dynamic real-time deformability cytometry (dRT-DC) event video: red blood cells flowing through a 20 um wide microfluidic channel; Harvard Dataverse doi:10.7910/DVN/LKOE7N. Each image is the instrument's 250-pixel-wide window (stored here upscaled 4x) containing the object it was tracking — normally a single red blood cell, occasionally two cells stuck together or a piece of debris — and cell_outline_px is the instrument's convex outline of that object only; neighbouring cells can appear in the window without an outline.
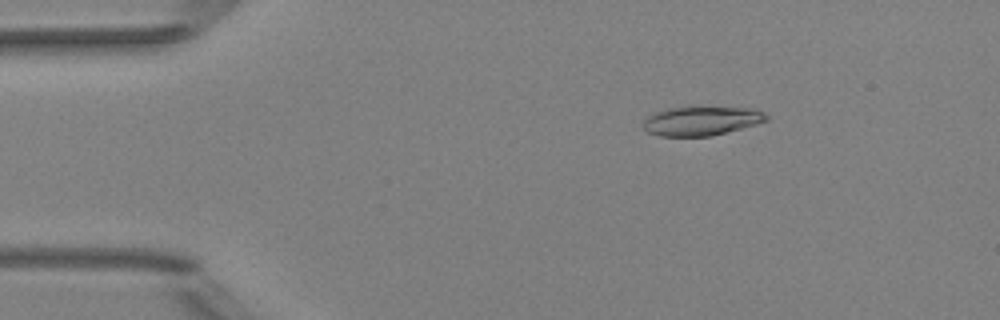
{"species": "Egyptian fruit bat (a non-hibernating species)", "species_latin": "Rousettus aegyptiacus", "temperature_condition": "room temperature", "stored_images_in_passage": 47, "camera_frame_rate_fps": 3000, "um_per_image_px": 0.085, "animal": {"sex": "female"}, "frame": {"image": 1, "passage_image": 8, "time_ms": 2.333, "image_size_px": [1000, 320], "cell_outline_px": [[768, 120], [756, 124], [712, 136], [660, 136], [648, 132], [644, 128], [644, 120], [648, 116], [664, 108], [700, 104], [756, 108], [764, 112], [768, 116]], "centroid_in_image_um": [59.66, 10.21], "position_along_channel_um": 25.3, "area_um2": 21.91}}
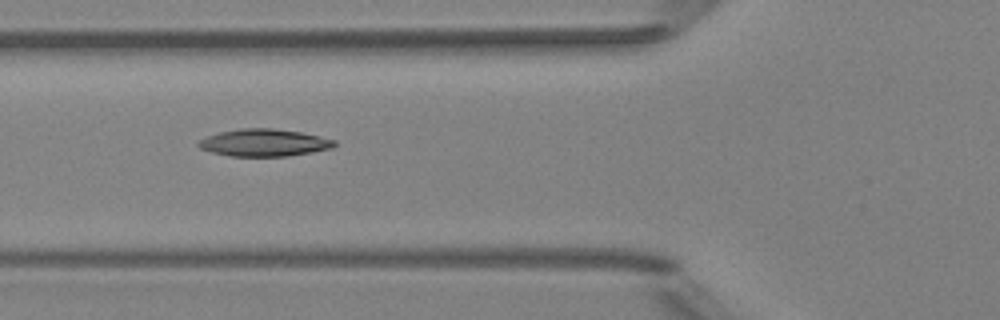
{"frame": {"image": 2, "passage_image": 19, "time_ms": 6.0, "image_size_px": [1000, 320], "cell_outline_px": [[336, 144], [332, 148], [312, 152], [288, 156], [228, 156], [212, 152], [200, 148], [196, 144], [200, 140], [208, 136], [220, 132], [240, 128], [272, 128], [300, 132], [320, 136], [336, 140]], "centroid_in_image_um": [22.46, 12.13], "position_along_channel_um": 103.3, "area_um2": 21.56}}
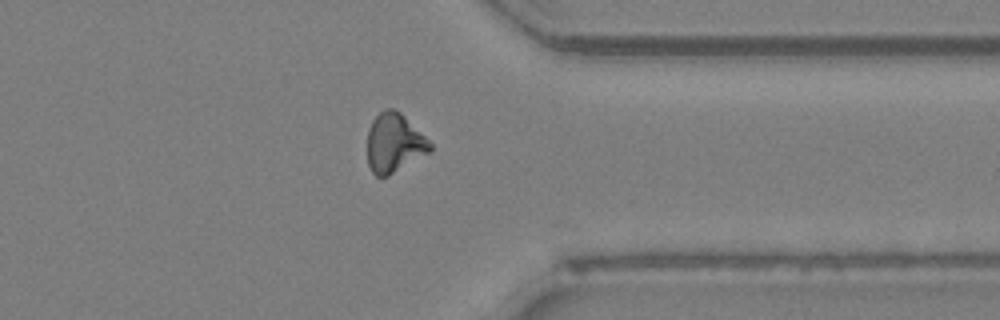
{"frame": {"image": 3, "passage_image": 40, "time_ms": 13.0, "image_size_px": [1000, 320], "cell_outline_px": [[432, 152], [388, 176], [376, 176], [372, 172], [368, 164], [368, 128], [372, 120], [384, 108], [392, 108], [400, 112], [432, 144]], "centroid_in_image_um": [33.51, 12.17], "position_along_channel_um": 377.9, "area_um2": 21.62}, "authors_computed_cell_mechanics": {"area_um2": 21.386, "velocity_mm_per_s": 4.0106, "shape_relaxation_time_tau1_ms": 7.2831, "shape_relaxation_time_tau2_ms": null, "deformation_change_tau1": 0.1895, "deformation_change_tau2": null}}